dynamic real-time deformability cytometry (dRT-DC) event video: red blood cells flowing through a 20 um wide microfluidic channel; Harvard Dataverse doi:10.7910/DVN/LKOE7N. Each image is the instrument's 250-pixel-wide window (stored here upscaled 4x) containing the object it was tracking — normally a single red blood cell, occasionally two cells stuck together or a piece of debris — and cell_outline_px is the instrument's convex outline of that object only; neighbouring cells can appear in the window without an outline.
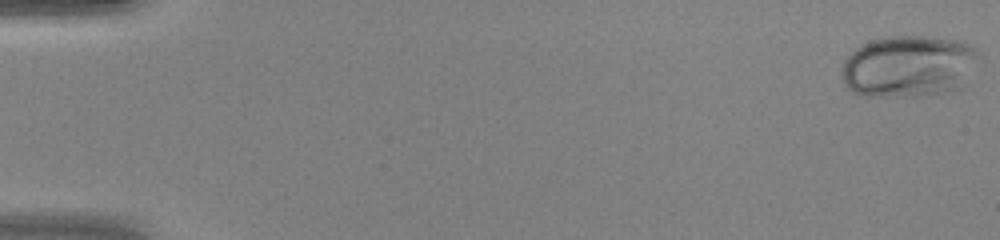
{"species": "human", "species_latin": "Homo sapiens", "temperature_condition": "warm", "stored_images_in_passage": 48, "camera_frame_rate_fps": 3000, "um_per_image_px": 0.085, "donor": {"sex": "female"}, "frame": {"image": 1, "passage_image": 1, "time_ms": 0.0, "image_size_px": [1000, 240], "cell_outline_px": [[980, 56], [960, 88], [952, 92], [916, 96], [864, 96], [852, 92], [844, 84], [840, 72], [844, 60], [856, 48], [872, 40], [892, 36], [924, 36], [956, 40], [968, 44], [980, 52]], "centroid_in_image_um": [77.22, 5.65], "position_along_channel_um": 7.8, "area_um2": 49.53}}
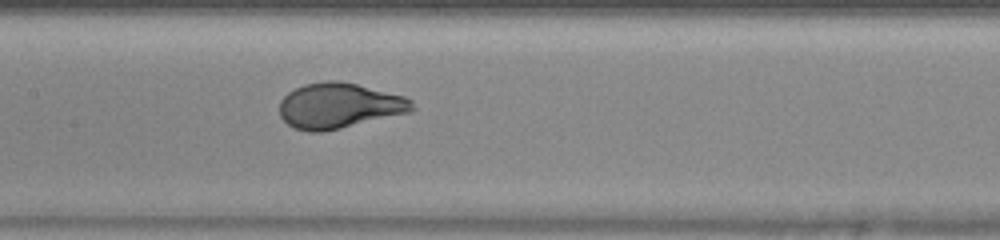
{"frame": {"image": 2, "passage_image": 24, "time_ms": 7.667, "image_size_px": [1000, 240], "cell_outline_px": [[416, 108], [408, 112], [324, 132], [308, 132], [296, 128], [288, 124], [280, 116], [280, 100], [288, 92], [304, 84], [328, 80], [340, 80], [404, 96], [412, 100]], "centroid_in_image_um": [28.8, 8.98], "position_along_channel_um": 178.6, "area_um2": 34.91}}
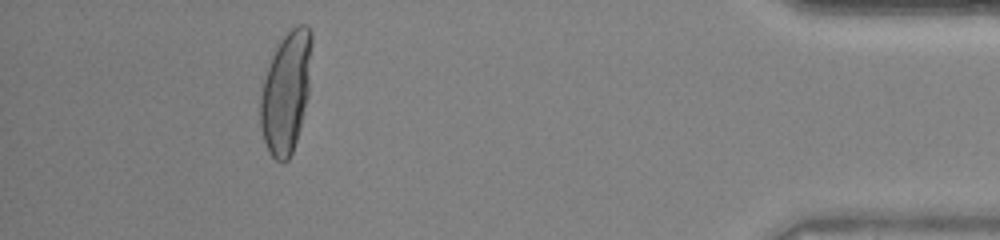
{"frame": {"image": 3, "passage_image": 44, "time_ms": 14.333, "image_size_px": [1000, 240], "cell_outline_px": [[312, 44], [308, 96], [300, 128], [292, 152], [288, 160], [284, 164], [276, 160], [268, 152], [260, 128], [260, 96], [272, 48], [292, 28], [300, 24], [304, 24], [312, 32]], "centroid_in_image_um": [24.3, 7.82], "position_along_channel_um": 410.9, "area_um2": 36.7}, "authors_computed_cell_mechanics": {"area_um2": 35.8071, "velocity_mm_per_s": 4.2638, "shape_relaxation_time_tau1_ms": 3.8853, "shape_relaxation_time_tau2_ms": null, "deformation_change_tau1": 0.2478, "deformation_change_tau2": null}}